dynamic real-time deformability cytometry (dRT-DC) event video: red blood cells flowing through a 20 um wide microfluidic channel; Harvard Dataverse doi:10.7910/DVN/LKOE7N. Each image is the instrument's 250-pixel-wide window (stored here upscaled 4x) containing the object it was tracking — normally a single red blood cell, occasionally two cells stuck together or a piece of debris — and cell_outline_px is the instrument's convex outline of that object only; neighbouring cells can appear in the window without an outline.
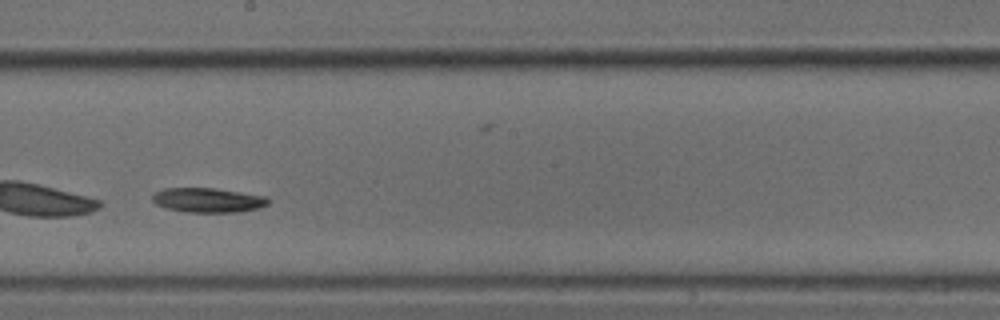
{"species": "common noctule bat (a hibernating species)", "species_latin": "Nyctalus noctula", "temperature_condition": "cold", "stored_images_in_passage": 40, "camera_frame_rate_fps": 3000, "um_per_image_px": 0.085, "animal": {"sex": "male", "body_mass_g": 18.8}, "frame": {"image": 1, "passage_image": 17, "time_ms": 5.333, "image_size_px": [1000, 320], "cell_outline_px": [[268, 204], [260, 208], [240, 212], [184, 212], [164, 208], [156, 204], [152, 200], [152, 196], [156, 192], [164, 188], [216, 188], [268, 196]], "centroid_in_image_um": [17.69, 17.01], "position_along_channel_um": 230.5, "area_um2": 16.76}}